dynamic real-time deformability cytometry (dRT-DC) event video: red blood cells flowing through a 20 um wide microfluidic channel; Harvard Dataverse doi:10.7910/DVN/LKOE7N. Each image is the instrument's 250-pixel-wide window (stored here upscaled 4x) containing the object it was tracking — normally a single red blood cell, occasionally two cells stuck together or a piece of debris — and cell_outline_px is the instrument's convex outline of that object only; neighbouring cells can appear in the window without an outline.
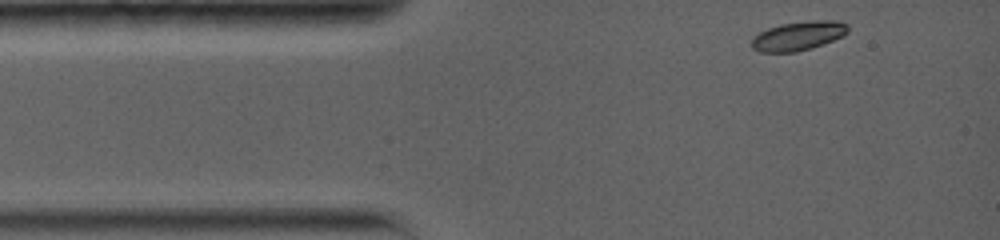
{"species": "common noctule bat (a hibernating species)", "species_latin": "Nyctalus noctula", "temperature_condition": "warm", "stored_images_in_passage": 55, "camera_frame_rate_fps": 5000, "um_per_image_px": 0.085, "animal": {"sex": "female", "body_mass_g": 19.0, "forearm_length_mm": 56.7}, "frame": {"image": 1, "passage_image": 1, "time_ms": 0.0, "image_size_px": [1000, 240], "cell_outline_px": [[848, 32], [844, 36], [796, 52], [760, 52], [752, 48], [752, 40], [760, 32], [768, 28], [780, 24], [812, 20], [836, 20], [848, 24]], "centroid_in_image_um": [67.87, 3.03], "position_along_channel_um": 17.1, "area_um2": 16.13}}
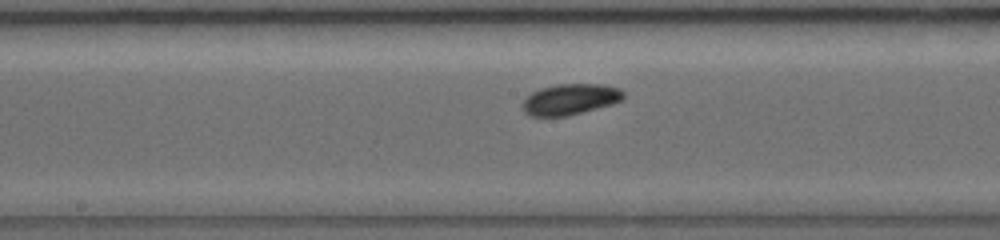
{"frame": {"image": 2, "passage_image": 24, "time_ms": 6.0, "image_size_px": [1000, 240], "cell_outline_px": [[624, 96], [620, 100], [612, 104], [568, 116], [528, 116], [524, 112], [524, 100], [532, 92], [540, 88], [556, 84], [600, 84], [620, 88], [624, 92]], "centroid_in_image_um": [48.47, 8.44], "position_along_channel_um": 199.7, "area_um2": 18.09}}
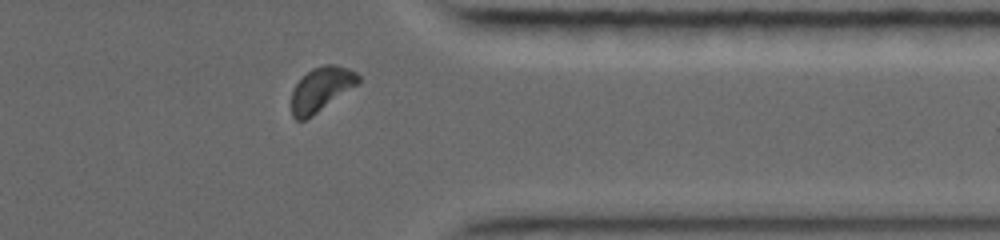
{"frame": {"image": 3, "passage_image": 47, "time_ms": 11.0, "image_size_px": [1000, 240], "cell_outline_px": [[360, 80], [356, 84], [312, 116], [304, 120], [296, 120], [292, 116], [292, 88], [312, 68], [324, 64], [336, 64], [348, 68], [356, 72], [360, 76]], "centroid_in_image_um": [27.28, 7.56], "position_along_channel_um": 384.1, "area_um2": 16.88}, "authors_computed_cell_mechanics": {"area_um2": 16.762, "velocity_mm_per_s": 3.7805, "shape_relaxation_time_tau1_ms": 3.057, "shape_relaxation_time_tau2_ms": null, "deformation_change_tau1": 0.1208, "deformation_change_tau2": null}}